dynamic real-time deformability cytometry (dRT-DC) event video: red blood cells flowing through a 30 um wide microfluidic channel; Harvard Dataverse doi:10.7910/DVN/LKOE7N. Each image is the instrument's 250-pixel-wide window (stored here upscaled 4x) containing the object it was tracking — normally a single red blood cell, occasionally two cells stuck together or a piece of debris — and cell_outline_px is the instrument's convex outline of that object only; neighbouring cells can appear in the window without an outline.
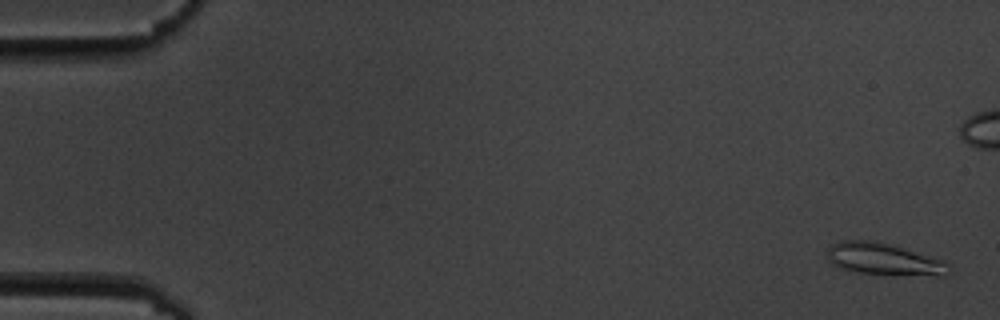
{"species": "common noctule bat (a hibernating species)", "species_latin": "Nyctalus noctula", "temperature_condition": "cold", "stored_images_in_passage": 16, "camera_frame_rate_fps": 3000, "um_per_image_px": 0.085, "animal": {"sex": "male", "body_mass_g": 19.5, "forearm_length_mm": 54.6}, "frame": {"image": 1, "passage_image": 1, "time_ms": 0.0, "image_size_px": [1000, 320], "cell_outline_px": [[952, 272], [948, 276], [940, 276], [856, 272], [840, 268], [832, 264], [824, 256], [824, 252], [832, 244], [840, 240], [872, 240], [888, 244], [944, 260], [952, 268]], "centroid_in_image_um": [75.11, 22.03], "position_along_channel_um": 9.9, "area_um2": 22.77}}
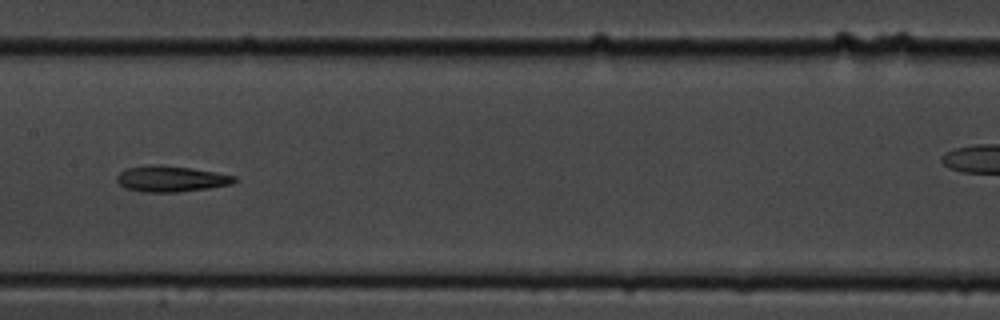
{"frame": {"image": 2, "passage_image": 8, "time_ms": 9.0, "image_size_px": [1000, 320], "cell_outline_px": [[236, 180], [232, 184], [208, 188], [176, 192], [144, 192], [124, 188], [116, 180], [116, 176], [120, 172], [128, 168], [152, 164], [160, 164], [192, 168], [216, 172], [236, 176]], "centroid_in_image_um": [14.52, 15.19], "position_along_channel_um": 192.9, "area_um2": 17.8}}
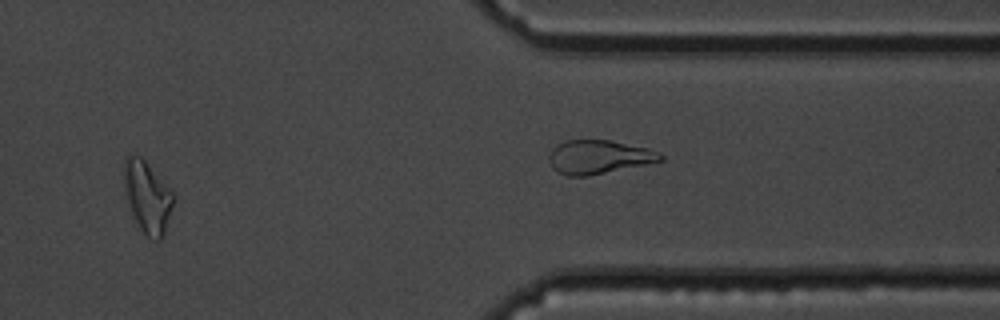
{"frame": {"image": 3, "passage_image": 13, "time_ms": 15.667, "image_size_px": [1000, 320], "cell_outline_px": [[172, 204], [164, 232], [160, 240], [152, 240], [140, 228], [132, 216], [124, 196], [124, 156], [132, 152], [140, 156], [144, 160], [172, 192]], "centroid_in_image_um": [12.45, 16.7], "position_along_channel_um": 399.0, "area_um2": 20.35}, "authors_computed_cell_mechanics": {"area_um2": 18.1781, "velocity_mm_per_s": 3.5808, "shape_relaxation_time_tau1_ms": 5.2916, "shape_relaxation_time_tau2_ms": null, "deformation_change_tau1": 0.1799, "deformation_change_tau2": null}}